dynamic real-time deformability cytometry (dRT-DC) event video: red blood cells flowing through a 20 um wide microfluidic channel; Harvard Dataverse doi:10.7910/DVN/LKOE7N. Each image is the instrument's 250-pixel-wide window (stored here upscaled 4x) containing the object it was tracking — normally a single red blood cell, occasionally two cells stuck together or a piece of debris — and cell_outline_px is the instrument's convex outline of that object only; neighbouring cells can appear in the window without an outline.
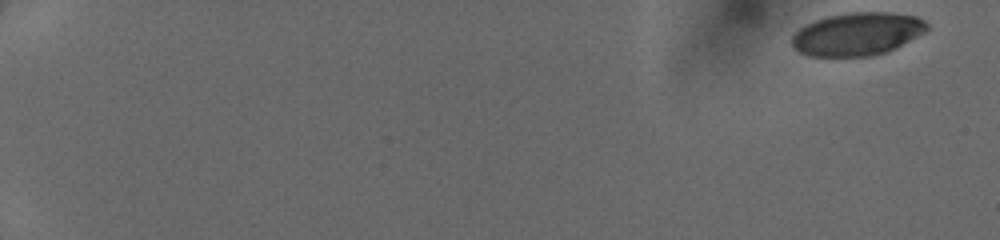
{"species": "human", "species_latin": "Homo sapiens", "temperature_condition": "cold", "stored_images_in_passage": 11, "camera_frame_rate_fps": 3000, "um_per_image_px": 0.085, "donor": {"sex": "female"}, "frame": {"image": 1, "passage_image": 1, "time_ms": 0.0, "image_size_px": [1000, 240], "cell_outline_px": [[928, 28], [924, 32], [896, 48], [888, 52], [872, 56], [812, 56], [800, 52], [792, 48], [792, 36], [804, 24], [812, 20], [828, 16], [848, 12], [892, 12], [916, 16], [924, 20], [928, 24]], "centroid_in_image_um": [72.86, 2.88], "position_along_channel_um": 12.1, "area_um2": 34.04}}
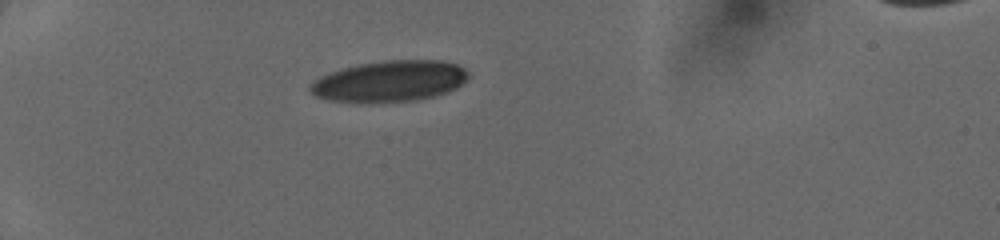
{"frame": {"image": 2, "passage_image": 9, "time_ms": 5.0, "image_size_px": [1000, 240], "cell_outline_px": [[468, 80], [456, 88], [448, 92], [416, 100], [332, 100], [316, 96], [308, 88], [312, 80], [328, 72], [360, 64], [384, 60], [444, 60], [456, 64], [464, 68], [468, 72]], "centroid_in_image_um": [33.16, 6.85], "position_along_channel_um": 51.8, "area_um2": 37.11}}